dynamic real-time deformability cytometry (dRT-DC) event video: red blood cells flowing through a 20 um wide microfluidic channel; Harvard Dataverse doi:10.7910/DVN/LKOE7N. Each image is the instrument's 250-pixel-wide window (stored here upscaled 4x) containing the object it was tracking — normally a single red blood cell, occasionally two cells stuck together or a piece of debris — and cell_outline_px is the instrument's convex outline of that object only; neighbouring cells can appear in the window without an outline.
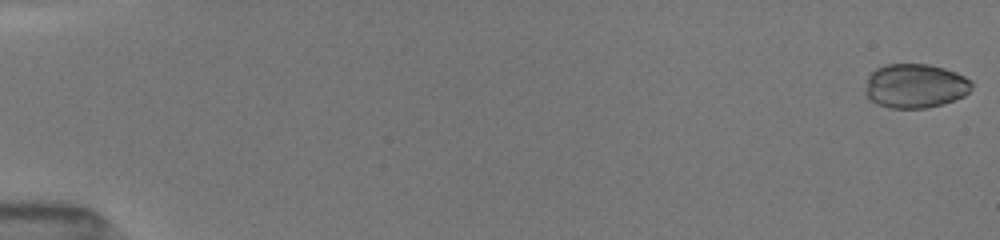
{"species": "common noctule bat (a hibernating species)", "species_latin": "Nyctalus noctula", "temperature_condition": "room temperature", "stored_images_in_passage": 30, "camera_frame_rate_fps": 3000, "um_per_image_px": 0.085, "animal": {"sex": "female", "body_mass_g": 19.5, "forearm_length_mm": 54.1}, "frame": {"image": 1, "passage_image": 1, "time_ms": 0.0, "image_size_px": [1000, 240], "cell_outline_px": [[972, 88], [964, 96], [940, 104], [924, 108], [892, 108], [880, 104], [872, 100], [864, 92], [868, 76], [876, 68], [888, 64], [928, 64], [944, 68], [956, 72], [972, 80]], "centroid_in_image_um": [77.8, 7.28], "position_along_channel_um": 7.2, "area_um2": 27.22}}
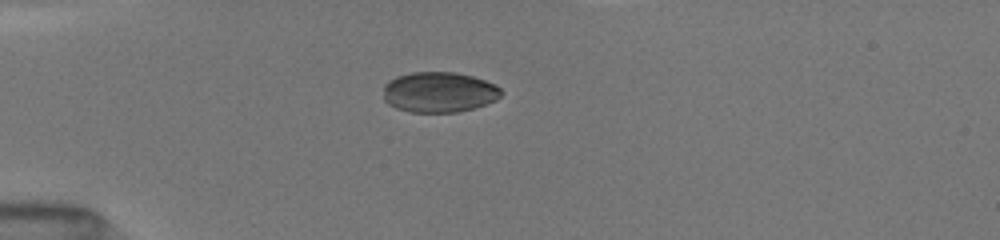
{"frame": {"image": 2, "passage_image": 16, "time_ms": 4.667, "image_size_px": [1000, 240], "cell_outline_px": [[504, 92], [496, 100], [472, 108], [456, 112], [412, 112], [396, 108], [388, 104], [384, 100], [384, 84], [388, 80], [396, 76], [412, 72], [456, 72], [472, 76], [496, 84]], "centroid_in_image_um": [37.31, 7.82], "position_along_channel_um": 47.7, "area_um2": 27.86}}
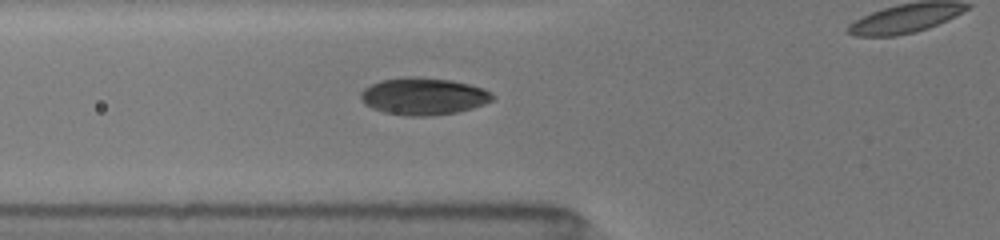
{"frame": {"image": 3, "passage_image": 27, "time_ms": 6.333, "image_size_px": [1000, 240], "cell_outline_px": [[496, 96], [492, 100], [484, 104], [472, 108], [456, 112], [428, 116], [408, 116], [384, 112], [372, 108], [364, 104], [360, 96], [360, 92], [364, 88], [380, 80], [404, 76], [416, 76], [452, 80], [484, 88], [492, 92]], "centroid_in_image_um": [35.99, 8.17], "position_along_channel_um": 89.8, "area_um2": 28.73}}